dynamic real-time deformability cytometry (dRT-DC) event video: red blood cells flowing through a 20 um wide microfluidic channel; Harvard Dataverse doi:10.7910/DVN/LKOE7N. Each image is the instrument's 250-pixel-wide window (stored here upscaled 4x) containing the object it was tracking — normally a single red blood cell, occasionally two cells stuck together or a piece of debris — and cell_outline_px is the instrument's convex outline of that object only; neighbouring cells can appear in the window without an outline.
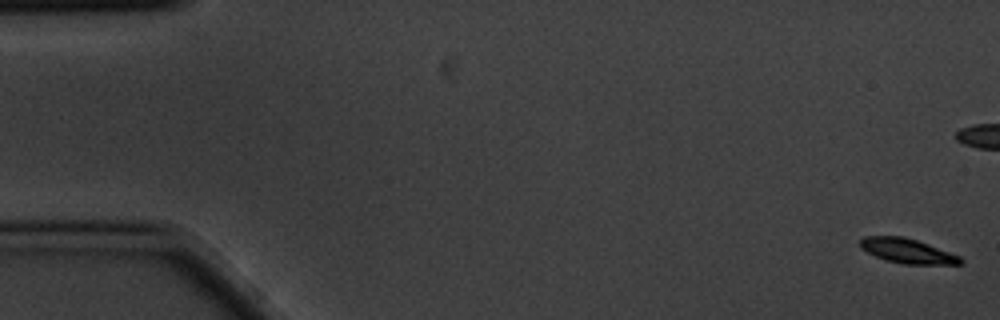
{"species": "common noctule bat (a hibernating species)", "species_latin": "Nyctalus noctula", "temperature_condition": "cold", "stored_images_in_passage": 16, "camera_frame_rate_fps": 3000, "um_per_image_px": 0.085, "animal": {"sex": "male", "body_mass_g": 20.1, "forearm_length_mm": 53.5}, "frame": {"image": 1, "passage_image": 1, "time_ms": 0.0, "image_size_px": [1000, 320], "cell_outline_px": [[964, 264], [904, 264], [884, 260], [860, 248], [860, 240], [864, 236], [904, 236], [916, 240], [960, 256], [964, 260]], "centroid_in_image_um": [77.12, 21.33], "position_along_channel_um": 7.9, "area_um2": 14.33}}
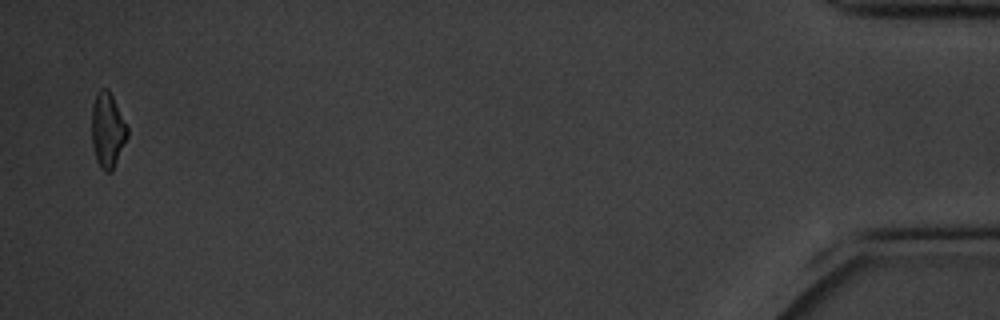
{"frame": {"image": 2, "passage_image": 16, "time_ms": 5.0, "image_size_px": [1000, 320], "cell_outline_px": [[128, 136], [112, 172], [104, 172], [100, 168], [96, 160], [92, 144], [92, 104], [96, 92], [100, 88], [108, 88], [128, 128]], "centroid_in_image_um": [9.13, 11.07], "position_along_channel_um": 426.1, "area_um2": 15.66}}